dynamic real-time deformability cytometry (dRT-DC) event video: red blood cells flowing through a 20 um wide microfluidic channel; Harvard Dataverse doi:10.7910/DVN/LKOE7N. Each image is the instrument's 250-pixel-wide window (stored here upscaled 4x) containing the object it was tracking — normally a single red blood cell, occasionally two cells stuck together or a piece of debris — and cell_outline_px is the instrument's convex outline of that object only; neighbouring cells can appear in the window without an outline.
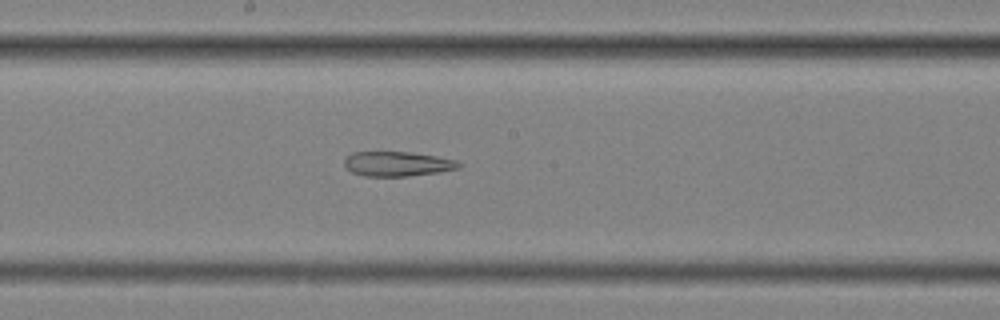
{"species": "common noctule bat (a hibernating species)", "species_latin": "Nyctalus noctula", "temperature_condition": "cold", "stored_images_in_passage": 53, "segment_of_instrument_passage": [2, 2], "camera_frame_rate_fps": 3000, "um_per_image_px": 0.085, "animal": {"sex": "female", "body_mass_g": 25.1}, "frame": {"image": 1, "passage_image": 31, "time_ms": 10.0, "image_size_px": [1000, 320], "cell_outline_px": [[460, 164], [456, 168], [440, 172], [408, 176], [364, 176], [352, 172], [344, 164], [344, 160], [352, 152], [408, 152], [436, 156], [456, 160]], "centroid_in_image_um": [33.75, 13.93], "position_along_channel_um": 214.5, "area_um2": 16.24}}
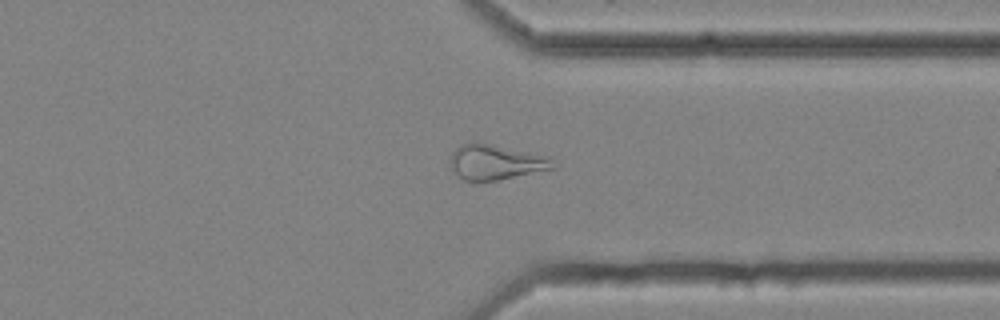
{"frame": {"image": 2, "passage_image": 44, "time_ms": 14.333, "image_size_px": [1000, 320], "cell_outline_px": [[556, 168], [496, 180], [464, 180], [448, 168], [448, 160], [452, 152], [456, 148], [472, 140], [476, 140], [548, 156]], "centroid_in_image_um": [42.06, 13.75], "position_along_channel_um": 369.3, "area_um2": 21.27}}
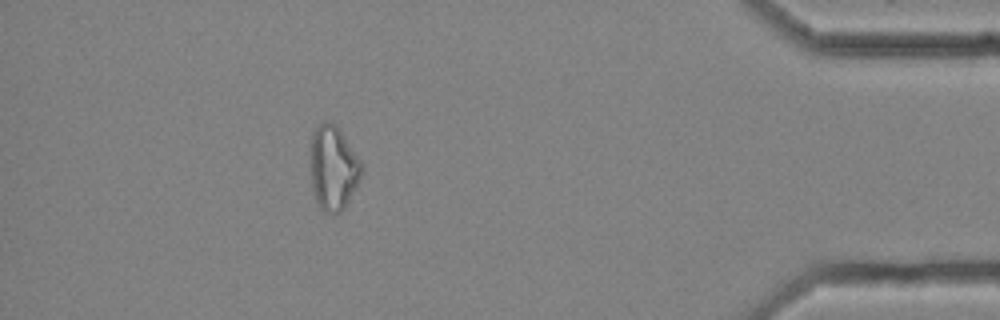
{"frame": {"image": 3, "passage_image": 51, "time_ms": 16.667, "image_size_px": [1000, 320], "cell_outline_px": [[360, 176], [344, 208], [340, 212], [324, 212], [316, 204], [312, 188], [312, 132], [324, 120], [336, 124], [360, 160]], "centroid_in_image_um": [28.3, 14.27], "position_along_channel_um": 406.9, "area_um2": 24.33}}